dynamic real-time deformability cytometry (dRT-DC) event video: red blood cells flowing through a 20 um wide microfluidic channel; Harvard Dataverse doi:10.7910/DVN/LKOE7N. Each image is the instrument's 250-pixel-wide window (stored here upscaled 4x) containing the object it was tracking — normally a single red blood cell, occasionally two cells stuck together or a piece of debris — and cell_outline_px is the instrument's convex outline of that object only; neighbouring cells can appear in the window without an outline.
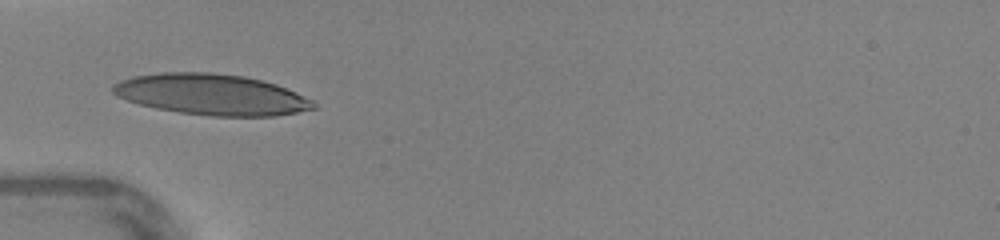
{"species": "human", "species_latin": "Homo sapiens", "temperature_condition": "warm", "stored_images_in_passage": 32, "camera_frame_rate_fps": 3000, "um_per_image_px": 0.085, "donor": {"sex": "female"}, "frame": {"image": 1, "passage_image": 1, "time_ms": 0.0, "image_size_px": [1000, 240], "cell_outline_px": [[316, 108], [276, 116], [212, 116], [180, 112], [156, 108], [140, 104], [116, 96], [112, 92], [112, 84], [120, 80], [132, 76], [160, 72], [212, 72], [244, 76], [276, 84], [312, 100], [316, 104]], "centroid_in_image_um": [17.94, 8.02], "position_along_channel_um": 67.1, "area_um2": 47.74}}
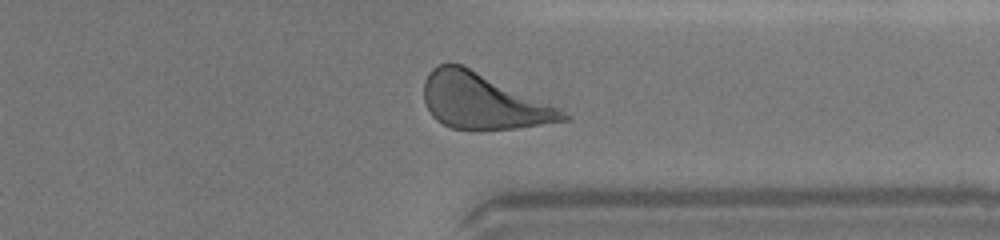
{"frame": {"image": 2, "passage_image": 22, "time_ms": 7.0, "image_size_px": [1000, 240], "cell_outline_px": [[572, 120], [516, 128], [452, 128], [436, 120], [432, 116], [424, 100], [424, 80], [428, 72], [432, 68], [440, 64], [460, 64], [564, 108], [572, 116]], "centroid_in_image_um": [41.14, 8.6], "position_along_channel_um": 370.3, "area_um2": 44.97}}
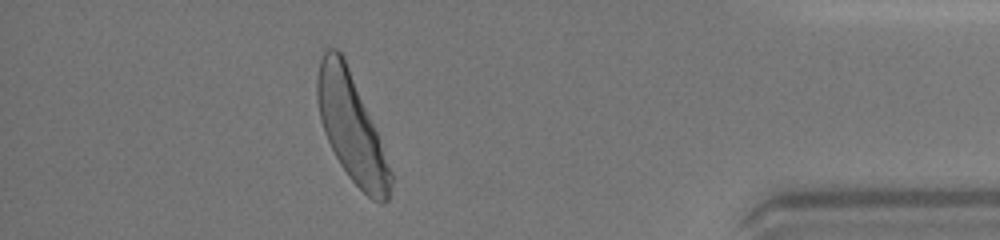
{"frame": {"image": 3, "passage_image": 27, "time_ms": 8.667, "image_size_px": [1000, 240], "cell_outline_px": [[392, 184], [388, 200], [384, 204], [380, 204], [372, 200], [348, 176], [340, 164], [324, 132], [320, 120], [316, 96], [316, 76], [320, 60], [324, 52], [328, 48], [336, 48], [344, 56], [376, 132], [392, 172]], "centroid_in_image_um": [29.85, 10.85], "position_along_channel_um": 405.4, "area_um2": 45.14}, "authors_computed_cell_mechanics": {"area_um2": 45.0551, "velocity_mm_per_s": 4.337, "shape_relaxation_time_tau1_ms": 2.9341, "shape_relaxation_time_tau2_ms": null, "deformation_change_tau1": 0.1718, "deformation_change_tau2": null}}